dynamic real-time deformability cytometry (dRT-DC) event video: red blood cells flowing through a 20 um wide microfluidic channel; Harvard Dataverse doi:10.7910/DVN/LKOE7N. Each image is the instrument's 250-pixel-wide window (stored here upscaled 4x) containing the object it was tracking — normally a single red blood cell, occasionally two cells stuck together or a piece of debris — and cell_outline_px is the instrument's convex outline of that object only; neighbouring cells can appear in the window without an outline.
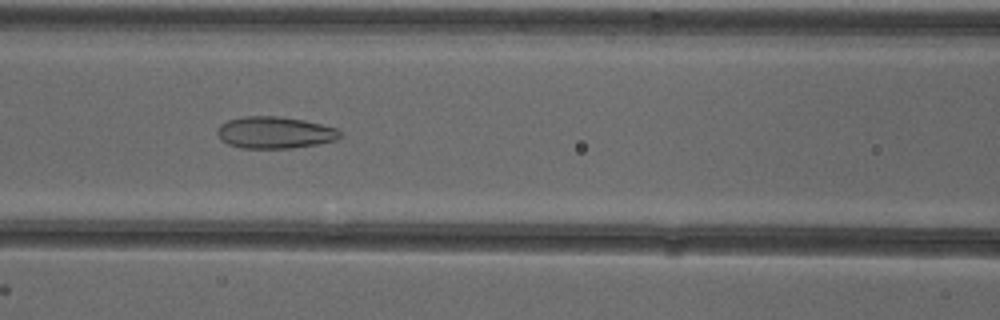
{"species": "common noctule bat (a hibernating species)", "species_latin": "Nyctalus noctula", "temperature_condition": "cold", "stored_images_in_passage": 52, "camera_frame_rate_fps": 3000, "um_per_image_px": 0.085, "animal": {"sex": "female"}, "frame": {"image": 1, "passage_image": 23, "time_ms": 7.333, "image_size_px": [1000, 320], "cell_outline_px": [[340, 136], [336, 140], [320, 144], [292, 148], [240, 148], [228, 144], [220, 140], [216, 132], [220, 124], [228, 120], [244, 116], [276, 116], [304, 120], [336, 128], [340, 132]], "centroid_in_image_um": [23.33, 11.27], "position_along_channel_um": 143.3, "area_um2": 22.83}}
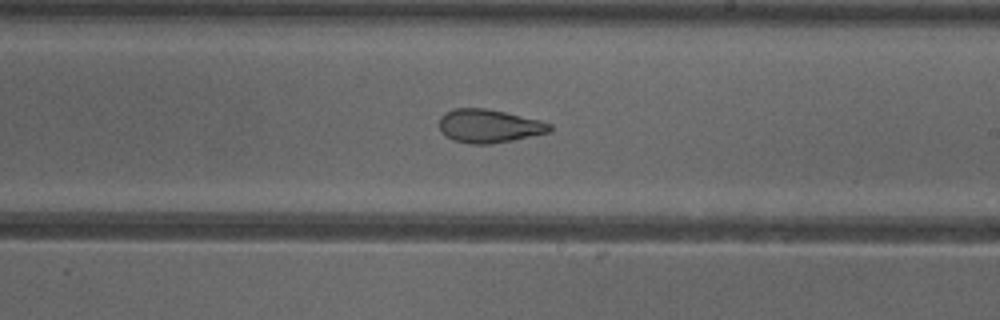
{"frame": {"image": 2, "passage_image": 31, "time_ms": 10.0, "image_size_px": [1000, 320], "cell_outline_px": [[552, 132], [512, 140], [488, 144], [472, 144], [452, 140], [440, 132], [440, 116], [444, 112], [452, 108], [484, 108], [504, 112], [540, 120], [552, 124]], "centroid_in_image_um": [41.55, 10.71], "position_along_channel_um": 247.4, "area_um2": 21.62}}
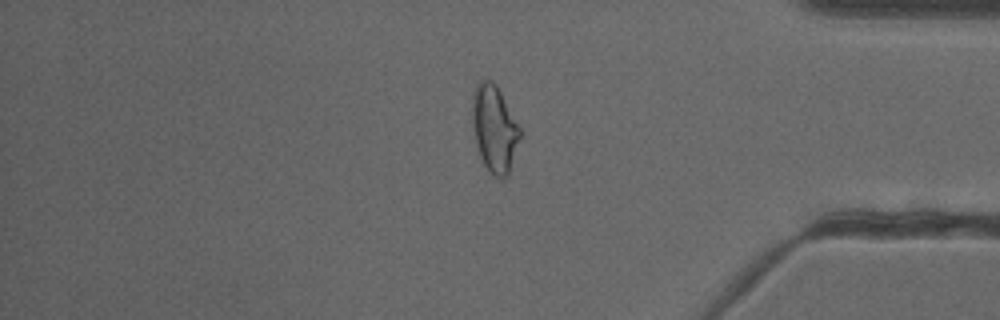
{"frame": {"image": 3, "passage_image": 44, "time_ms": 14.333, "image_size_px": [1000, 320], "cell_outline_px": [[520, 136], [508, 176], [496, 176], [480, 160], [476, 148], [472, 128], [472, 92], [476, 84], [484, 80], [492, 80], [496, 84], [520, 128]], "centroid_in_image_um": [41.98, 10.91], "position_along_channel_um": 393.2, "area_um2": 23.99}, "authors_computed_cell_mechanics": {"area_um2": 25.2586, "velocity_mm_per_s": 3.9214, "shape_relaxation_time_tau1_ms": null, "shape_relaxation_time_tau2_ms": 1.8412, "deformation_change_tau1": null, "deformation_change_tau2": 0.0952}}